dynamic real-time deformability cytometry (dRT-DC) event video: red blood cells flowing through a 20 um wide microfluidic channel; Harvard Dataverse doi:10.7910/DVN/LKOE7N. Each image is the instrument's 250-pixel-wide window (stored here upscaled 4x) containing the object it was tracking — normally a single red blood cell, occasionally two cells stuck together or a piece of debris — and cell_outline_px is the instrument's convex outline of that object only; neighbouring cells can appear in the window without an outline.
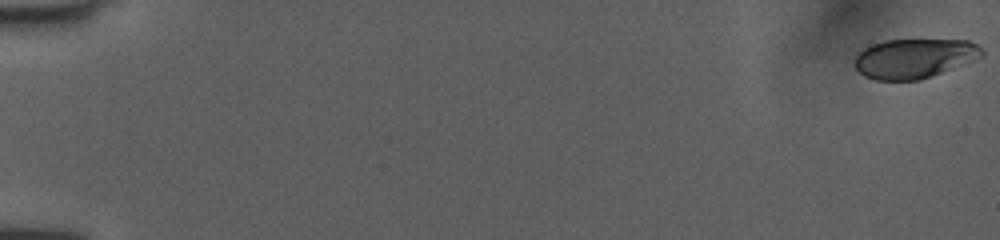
{"species": "human", "species_latin": "Homo sapiens", "temperature_condition": "room temperature", "stored_images_in_passage": 12, "camera_frame_rate_fps": 3000, "um_per_image_px": 0.085, "donor": {"sex": "female"}, "frame": {"image": 1, "passage_image": 1, "time_ms": 0.0, "image_size_px": [1000, 240], "cell_outline_px": [[984, 56], [976, 60], [920, 80], [876, 80], [864, 76], [852, 64], [852, 60], [864, 48], [872, 44], [884, 40], [968, 40], [976, 44], [984, 52]], "centroid_in_image_um": [77.7, 4.96], "position_along_channel_um": 7.3, "area_um2": 29.48}}